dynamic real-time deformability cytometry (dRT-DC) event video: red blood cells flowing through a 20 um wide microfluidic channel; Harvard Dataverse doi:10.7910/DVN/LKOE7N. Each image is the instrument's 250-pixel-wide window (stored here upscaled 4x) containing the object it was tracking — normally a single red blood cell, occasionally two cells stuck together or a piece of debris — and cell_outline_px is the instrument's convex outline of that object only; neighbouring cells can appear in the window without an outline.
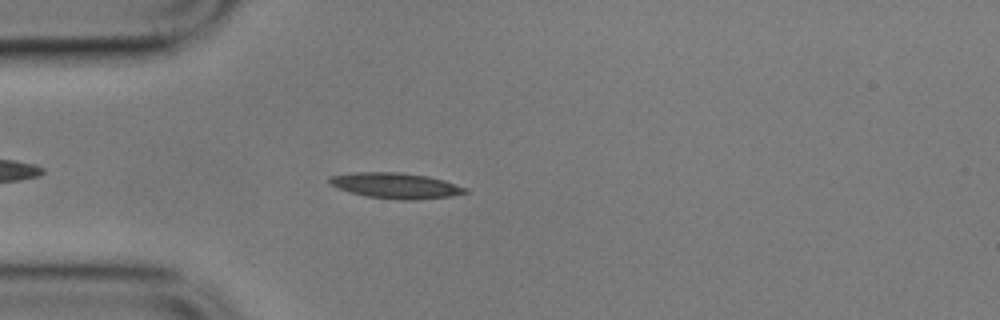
{"species": "common noctule bat (a hibernating species)", "species_latin": "Nyctalus noctula", "temperature_condition": "cold", "stored_images_in_passage": 47, "camera_frame_rate_fps": 3000, "um_per_image_px": 0.085, "animal": {"sex": "male", "body_mass_g": 17.9}, "frame": {"image": 1, "passage_image": 6, "time_ms": 1.667, "image_size_px": [1000, 320], "cell_outline_px": [[468, 192], [452, 196], [416, 200], [400, 200], [364, 196], [340, 188], [332, 184], [328, 180], [328, 176], [352, 172], [400, 172], [428, 176], [444, 180], [468, 188]], "centroid_in_image_um": [33.67, 15.77], "position_along_channel_um": 51.3, "area_um2": 20.35}}
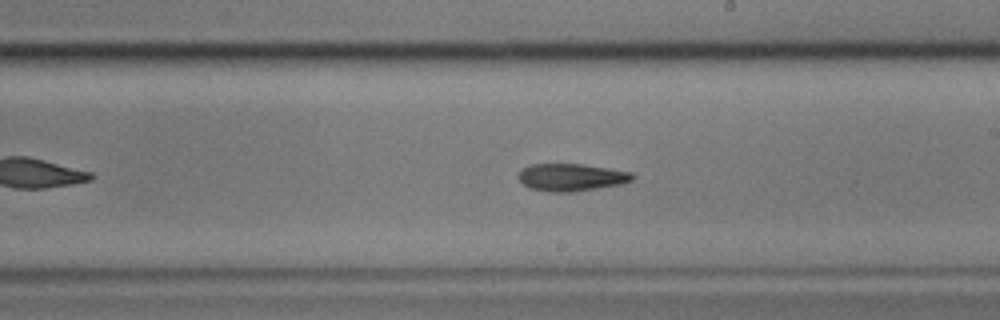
{"frame": {"image": 2, "passage_image": 23, "time_ms": 7.333, "image_size_px": [1000, 320], "cell_outline_px": [[636, 176], [632, 180], [620, 184], [572, 192], [548, 192], [528, 188], [516, 176], [520, 168], [532, 164], [580, 164], [608, 168], [632, 172]], "centroid_in_image_um": [48.51, 15.07], "position_along_channel_um": 240.5, "area_um2": 18.32}}
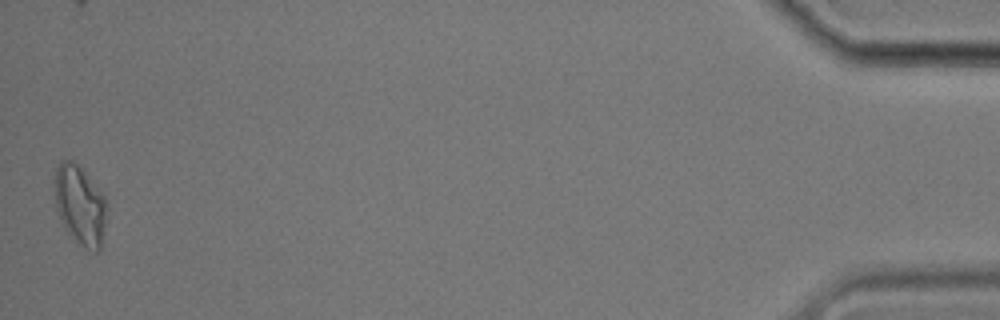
{"frame": {"image": 3, "passage_image": 47, "time_ms": 15.333, "image_size_px": [1000, 320], "cell_outline_px": [[108, 208], [100, 252], [92, 252], [80, 244], [68, 232], [56, 208], [56, 168], [60, 160], [72, 160], [84, 172], [104, 196]], "centroid_in_image_um": [6.84, 17.47], "position_along_channel_um": 428.4, "area_um2": 23.64}, "authors_computed_cell_mechanics": {"area_um2": 18.785, "velocity_mm_per_s": 3.4957, "shape_relaxation_time_tau1_ms": 5.5659, "shape_relaxation_time_tau2_ms": null, "deformation_change_tau1": 0.204, "deformation_change_tau2": null}}